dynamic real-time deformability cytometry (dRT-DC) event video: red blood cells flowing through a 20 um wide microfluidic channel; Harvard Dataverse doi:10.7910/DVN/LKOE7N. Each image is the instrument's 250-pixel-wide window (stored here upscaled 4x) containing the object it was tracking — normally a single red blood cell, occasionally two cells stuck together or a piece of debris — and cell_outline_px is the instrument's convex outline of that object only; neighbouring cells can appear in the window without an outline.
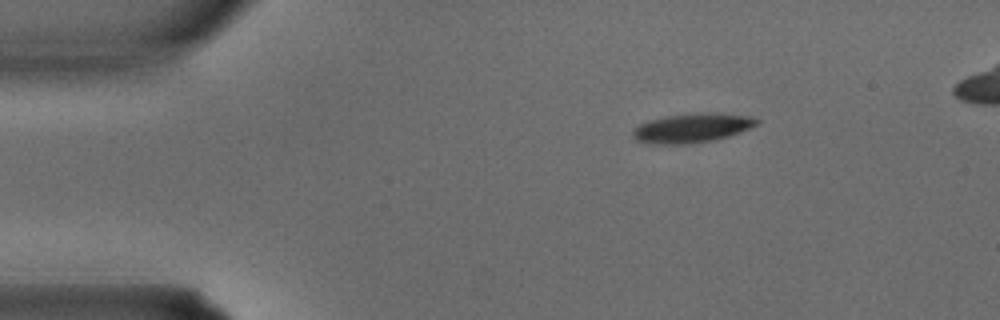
{"species": "common noctule bat (a hibernating species)", "species_latin": "Nyctalus noctula", "temperature_condition": "warm", "stored_images_in_passage": 3, "camera_frame_rate_fps": 3000, "um_per_image_px": 0.085, "animal": {"sex": "male", "body_mass_g": 15.6}, "frame": {"image": 1, "passage_image": 1, "time_ms": 0.0, "image_size_px": [1000, 320], "cell_outline_px": [[760, 124], [740, 132], [716, 140], [692, 144], [652, 144], [636, 140], [632, 136], [632, 132], [640, 124], [648, 120], [668, 116], [704, 112], [708, 112], [752, 116], [760, 120]], "centroid_in_image_um": [58.87, 10.88], "position_along_channel_um": 26.1, "area_um2": 21.27}}